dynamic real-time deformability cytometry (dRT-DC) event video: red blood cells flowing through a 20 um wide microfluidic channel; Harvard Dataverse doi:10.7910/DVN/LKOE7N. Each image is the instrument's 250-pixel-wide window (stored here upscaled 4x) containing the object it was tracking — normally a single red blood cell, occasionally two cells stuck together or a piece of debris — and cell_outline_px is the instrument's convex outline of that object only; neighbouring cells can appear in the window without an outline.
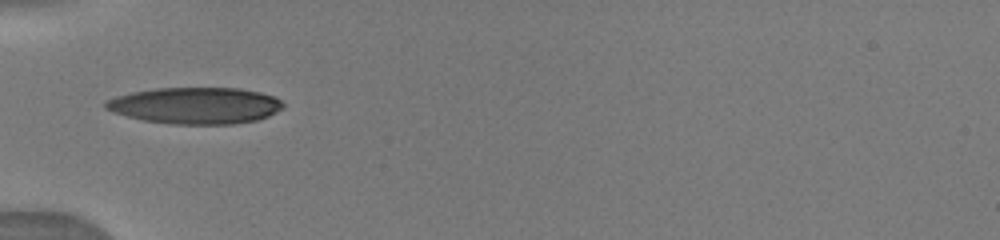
{"species": "human", "species_latin": "Homo sapiens", "temperature_condition": "warm", "stored_images_in_passage": 54, "camera_frame_rate_fps": 3000, "um_per_image_px": 0.085, "donor": {"sex": "male"}, "frame": {"image": 1, "passage_image": 1, "time_ms": 0.0, "image_size_px": [1000, 240], "cell_outline_px": [[284, 108], [268, 116], [256, 120], [236, 124], [172, 124], [144, 120], [112, 112], [104, 108], [104, 104], [108, 100], [116, 96], [132, 92], [156, 88], [240, 88], [260, 92], [276, 96], [284, 104]], "centroid_in_image_um": [16.64, 8.97], "position_along_channel_um": 68.4, "area_um2": 37.86}}
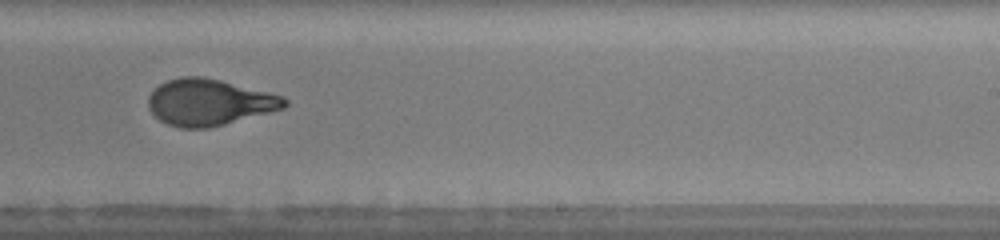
{"frame": {"image": 2, "passage_image": 24, "time_ms": 5.0, "image_size_px": [1000, 240], "cell_outline_px": [[288, 104], [284, 108], [224, 124], [208, 128], [180, 128], [168, 124], [160, 120], [148, 108], [148, 96], [160, 84], [168, 80], [180, 76], [200, 76], [220, 80], [284, 96], [288, 100]], "centroid_in_image_um": [17.78, 8.69], "position_along_channel_um": 271.2, "area_um2": 36.59}}
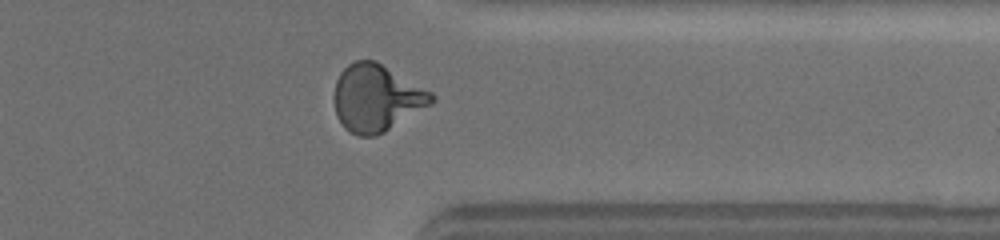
{"frame": {"image": 3, "passage_image": 37, "time_ms": 7.667, "image_size_px": [1000, 240], "cell_outline_px": [[436, 100], [432, 104], [384, 132], [376, 136], [360, 136], [344, 128], [336, 116], [336, 80], [340, 72], [348, 64], [356, 60], [376, 60], [432, 92], [436, 96]], "centroid_in_image_um": [32.03, 8.32], "position_along_channel_um": 379.4, "area_um2": 37.8}}